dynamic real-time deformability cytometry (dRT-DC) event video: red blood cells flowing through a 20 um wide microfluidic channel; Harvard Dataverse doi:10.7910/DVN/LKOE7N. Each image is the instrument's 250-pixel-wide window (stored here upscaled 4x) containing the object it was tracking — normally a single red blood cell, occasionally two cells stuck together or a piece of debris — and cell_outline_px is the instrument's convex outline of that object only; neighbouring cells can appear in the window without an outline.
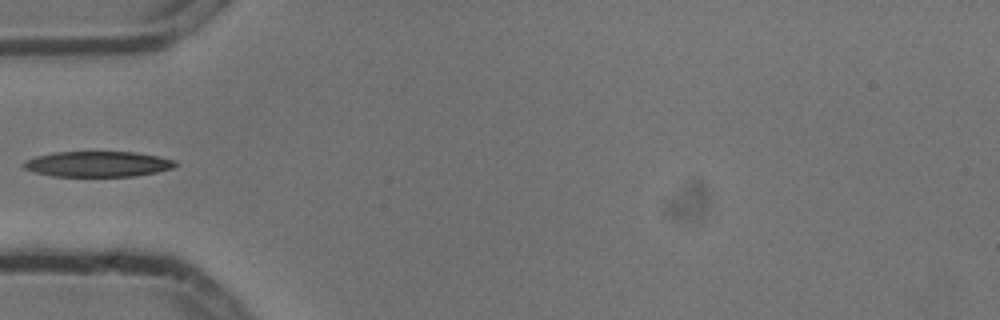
{"species": "common noctule bat (a hibernating species)", "species_latin": "Nyctalus noctula", "temperature_condition": "cold", "stored_images_in_passage": 4, "camera_frame_rate_fps": 3000, "um_per_image_px": 0.085, "animal": {"sex": "male", "body_mass_g": 13.3}, "frame": {"image": 1, "passage_image": 4, "time_ms": 1.0, "image_size_px": [1000, 320], "cell_outline_px": [[180, 164], [176, 168], [136, 176], [52, 176], [36, 172], [24, 168], [20, 164], [24, 160], [36, 156], [52, 152], [136, 152], [176, 160]], "centroid_in_image_um": [8.33, 13.94], "position_along_channel_um": 76.7, "area_um2": 22.77}}